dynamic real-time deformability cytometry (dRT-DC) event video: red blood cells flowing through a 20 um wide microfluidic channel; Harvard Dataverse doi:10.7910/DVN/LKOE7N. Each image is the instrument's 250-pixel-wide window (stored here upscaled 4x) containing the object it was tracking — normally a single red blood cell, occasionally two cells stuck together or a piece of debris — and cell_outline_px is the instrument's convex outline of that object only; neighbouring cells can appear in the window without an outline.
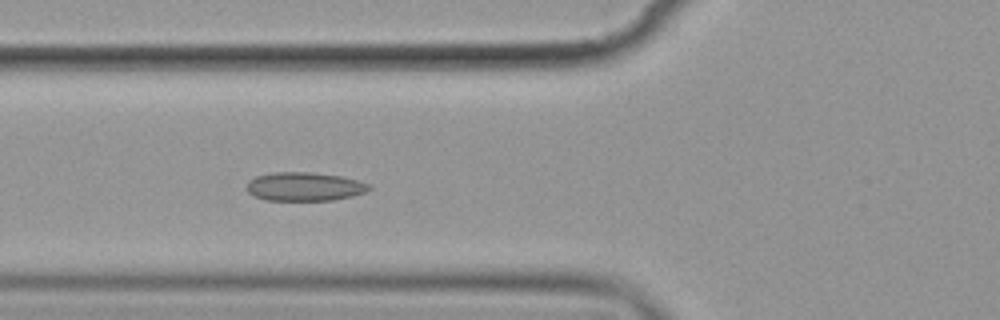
{"species": "common noctule bat (a hibernating species)", "species_latin": "Nyctalus noctula", "temperature_condition": "cold", "stored_images_in_passage": 7, "camera_frame_rate_fps": 3000, "um_per_image_px": 0.085, "animal": {"sex": "female", "body_mass_g": 19.9}, "frame": {"image": 1, "passage_image": 7, "time_ms": 7.0, "image_size_px": [1000, 320], "cell_outline_px": [[372, 188], [364, 192], [352, 196], [332, 200], [264, 200], [252, 196], [244, 188], [248, 180], [256, 176], [272, 172], [312, 172], [340, 176], [372, 184]], "centroid_in_image_um": [25.83, 15.86], "position_along_channel_um": 100.0, "area_um2": 20.69}}